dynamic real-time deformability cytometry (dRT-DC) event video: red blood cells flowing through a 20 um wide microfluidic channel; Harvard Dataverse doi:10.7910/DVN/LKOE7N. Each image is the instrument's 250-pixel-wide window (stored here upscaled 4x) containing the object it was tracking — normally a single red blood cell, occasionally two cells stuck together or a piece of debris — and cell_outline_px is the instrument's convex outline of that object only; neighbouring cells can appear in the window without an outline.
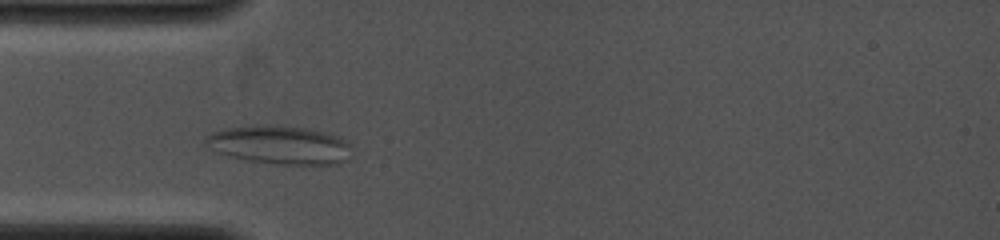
{"species": "common noctule bat (a hibernating species)", "species_latin": "Nyctalus noctula", "temperature_condition": "cold", "stored_images_in_passage": 2, "camera_frame_rate_fps": 4000, "um_per_image_px": 0.085, "animal": {"sex": "female", "body_mass_g": 19.0, "forearm_length_mm": 53.3}, "frame": {"image": 1, "passage_image": 1, "time_ms": 0.0, "image_size_px": [1000, 240], "cell_outline_px": [[348, 160], [336, 164], [276, 164], [248, 160], [228, 156], [216, 152], [204, 144], [204, 136], [212, 132], [224, 128], [268, 124], [284, 124], [324, 132], [336, 136], [344, 140], [348, 144]], "centroid_in_image_um": [23.69, 12.3], "position_along_channel_um": 61.3, "area_um2": 32.83}}
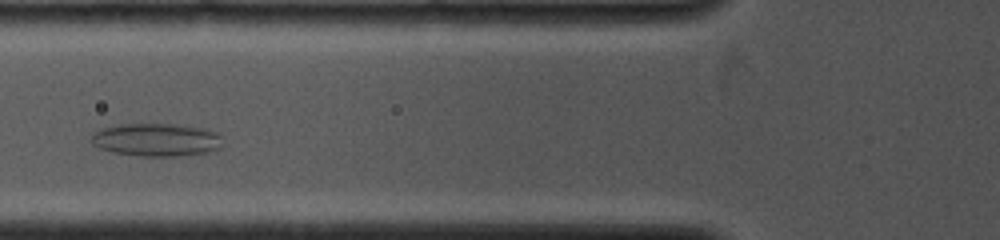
{"frame": {"image": 2, "passage_image": 2, "time_ms": 1.25, "image_size_px": [1000, 240], "cell_outline_px": [[224, 144], [216, 152], [180, 156], [140, 156], [112, 152], [100, 148], [92, 144], [88, 140], [92, 132], [100, 128], [120, 124], [184, 124], [204, 128], [220, 132]], "centroid_in_image_um": [13.35, 11.88], "position_along_channel_um": 112.5, "area_um2": 26.18}}